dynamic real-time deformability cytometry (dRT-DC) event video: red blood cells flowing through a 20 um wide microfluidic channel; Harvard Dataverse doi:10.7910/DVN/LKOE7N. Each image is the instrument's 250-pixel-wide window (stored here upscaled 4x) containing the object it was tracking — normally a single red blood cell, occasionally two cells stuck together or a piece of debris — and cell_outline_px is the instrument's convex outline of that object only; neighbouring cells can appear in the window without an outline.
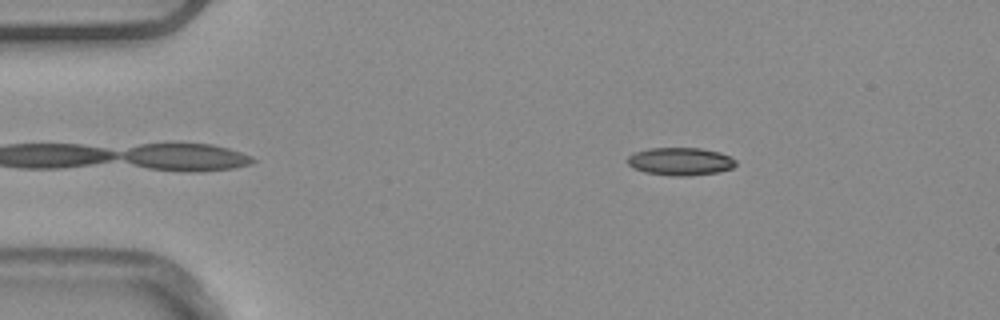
{"species": "common noctule bat (a hibernating species)", "species_latin": "Nyctalus noctula", "temperature_condition": "warm", "stored_images_in_passage": 45, "camera_frame_rate_fps": 3000, "um_per_image_px": 0.085, "animal": {"sex": "male", "body_mass_g": 20.4}, "frame": {"image": 1, "passage_image": 2, "time_ms": 0.333, "image_size_px": [1000, 320], "cell_outline_px": [[736, 164], [732, 168], [716, 172], [688, 176], [672, 176], [644, 172], [628, 164], [628, 156], [632, 152], [648, 148], [700, 148], [720, 152], [736, 160]], "centroid_in_image_um": [57.81, 13.71], "position_along_channel_um": 27.2, "area_um2": 17.51}}
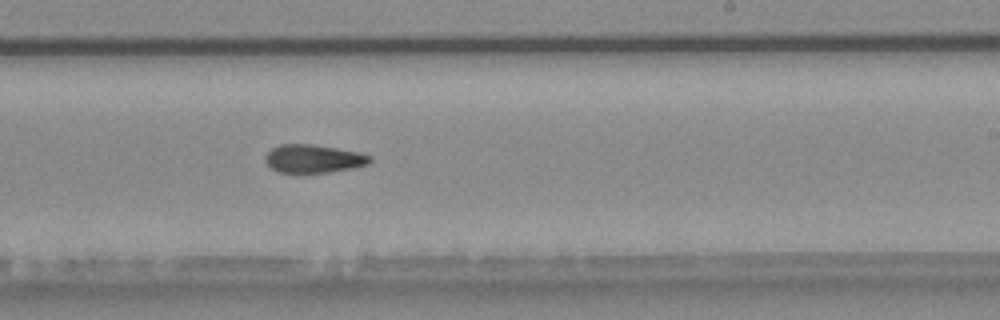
{"frame": {"image": 2, "passage_image": 25, "time_ms": 8.0, "image_size_px": [1000, 320], "cell_outline_px": [[372, 160], [368, 164], [352, 168], [328, 172], [276, 172], [264, 160], [264, 156], [272, 148], [280, 144], [312, 144], [336, 148], [356, 152], [372, 156]], "centroid_in_image_um": [26.62, 13.48], "position_along_channel_um": 262.4, "area_um2": 17.05}}
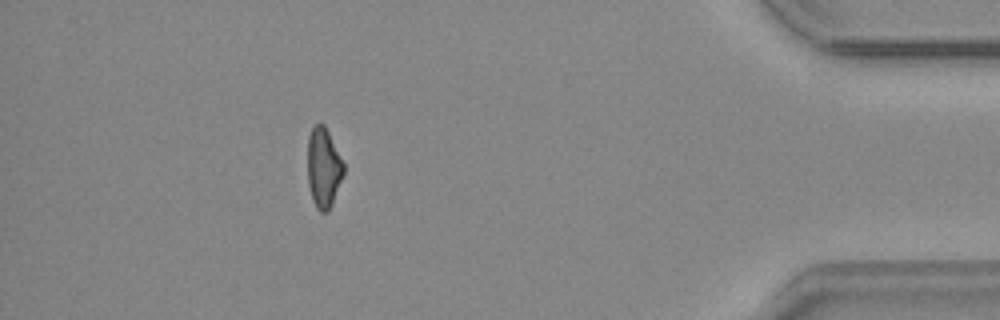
{"frame": {"image": 3, "passage_image": 40, "time_ms": 13.0, "image_size_px": [1000, 320], "cell_outline_px": [[344, 172], [332, 204], [328, 212], [320, 212], [316, 208], [312, 200], [308, 184], [308, 136], [312, 128], [316, 124], [324, 124], [344, 164]], "centroid_in_image_um": [27.49, 14.29], "position_along_channel_um": 407.7, "area_um2": 16.65}, "authors_computed_cell_mechanics": {"area_um2": 17.4556, "velocity_mm_per_s": 3.9016, "shape_relaxation_time_tau1_ms": 6.3518, "shape_relaxation_time_tau2_ms": 6.0277, "deformation_change_tau1": 0.1409, "deformation_change_tau2": 0.1527}}